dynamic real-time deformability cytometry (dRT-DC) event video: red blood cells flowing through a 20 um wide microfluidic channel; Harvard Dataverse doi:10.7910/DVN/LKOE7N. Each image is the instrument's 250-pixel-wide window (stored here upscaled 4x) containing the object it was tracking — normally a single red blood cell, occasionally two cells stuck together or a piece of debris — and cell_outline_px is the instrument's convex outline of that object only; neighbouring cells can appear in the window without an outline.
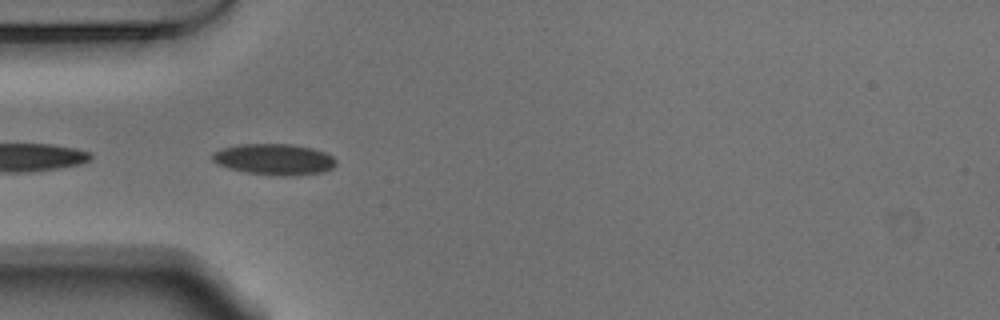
{"species": "Egyptian fruit bat (a non-hibernating species)", "species_latin": "Rousettus aegyptiacus", "temperature_condition": "warm", "stored_images_in_passage": 3, "camera_frame_rate_fps": 3000, "um_per_image_px": 0.085, "animal": {"sex": "male"}, "frame": {"image": 1, "passage_image": 1, "time_ms": 0.0, "image_size_px": [1000, 320], "cell_outline_px": [[336, 164], [332, 168], [324, 172], [296, 176], [280, 176], [248, 172], [228, 168], [212, 160], [212, 152], [220, 148], [236, 144], [292, 144], [312, 148], [324, 152], [332, 156], [336, 160]], "centroid_in_image_um": [23.31, 13.54], "position_along_channel_um": 61.7, "area_um2": 22.54}}